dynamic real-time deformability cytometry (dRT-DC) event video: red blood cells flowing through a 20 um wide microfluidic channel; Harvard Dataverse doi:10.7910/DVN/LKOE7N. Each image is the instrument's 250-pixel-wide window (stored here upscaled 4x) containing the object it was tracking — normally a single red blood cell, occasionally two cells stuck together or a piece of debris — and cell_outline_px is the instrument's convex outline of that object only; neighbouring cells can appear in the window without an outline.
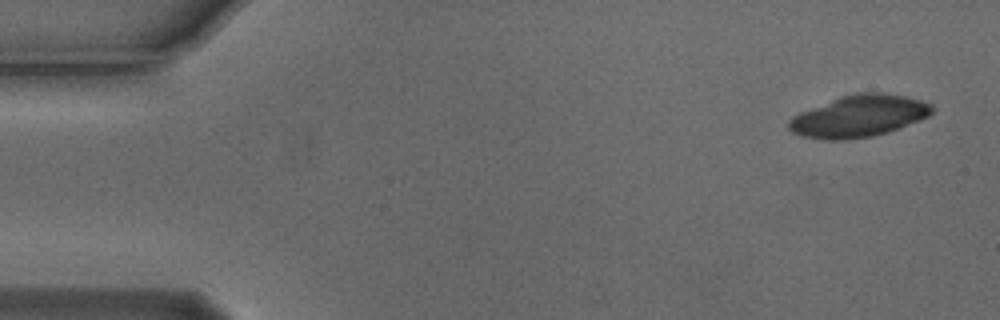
{"species": "Egyptian fruit bat (a non-hibernating species)", "species_latin": "Rousettus aegyptiacus", "temperature_condition": "cold", "stored_images_in_passage": 6, "camera_frame_rate_fps": 3000, "um_per_image_px": 0.085, "animal": {"sex": "male"}, "frame": {"image": 1, "passage_image": 1, "time_ms": 0.0, "image_size_px": [1000, 320], "cell_outline_px": [[936, 108], [928, 116], [896, 128], [872, 136], [844, 140], [828, 140], [800, 136], [792, 132], [788, 128], [788, 120], [792, 116], [800, 112], [844, 96], [856, 92], [880, 92], [904, 96], [920, 100], [932, 104]], "centroid_in_image_um": [72.98, 9.87], "position_along_channel_um": 12.0, "area_um2": 34.39}}